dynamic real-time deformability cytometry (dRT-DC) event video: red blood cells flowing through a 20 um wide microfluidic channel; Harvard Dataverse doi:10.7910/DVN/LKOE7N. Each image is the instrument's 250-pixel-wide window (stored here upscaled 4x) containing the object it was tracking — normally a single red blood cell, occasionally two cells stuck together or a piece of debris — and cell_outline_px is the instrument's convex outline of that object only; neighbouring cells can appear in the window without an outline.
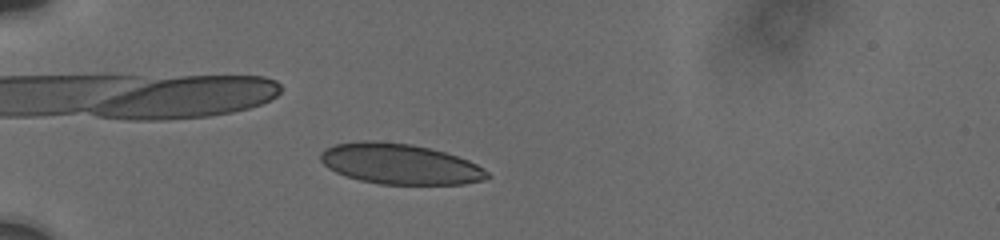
{"species": "human", "species_latin": "Homo sapiens", "temperature_condition": "cold", "stored_images_in_passage": 29, "camera_frame_rate_fps": 3000, "um_per_image_px": 0.085, "donor": {"sex": "male"}, "frame": {"image": 1, "passage_image": 12, "time_ms": 3.0, "image_size_px": [1000, 240], "cell_outline_px": [[492, 176], [480, 180], [464, 184], [380, 184], [360, 180], [336, 172], [328, 168], [320, 160], [320, 152], [324, 148], [336, 144], [364, 140], [368, 140], [412, 144], [444, 152], [468, 160], [476, 164], [488, 172]], "centroid_in_image_um": [33.96, 13.93], "position_along_channel_um": 51.0, "area_um2": 39.13}}
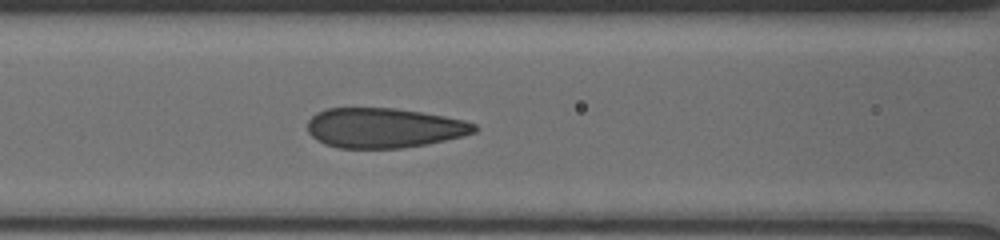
{"frame": {"image": 2, "passage_image": 23, "time_ms": 6.0, "image_size_px": [1000, 240], "cell_outline_px": [[476, 132], [428, 144], [404, 148], [340, 148], [324, 144], [316, 140], [308, 132], [308, 120], [316, 112], [328, 108], [396, 108], [444, 116], [464, 120], [476, 124]], "centroid_in_image_um": [32.61, 10.87], "position_along_channel_um": 134.0, "area_um2": 38.78}}
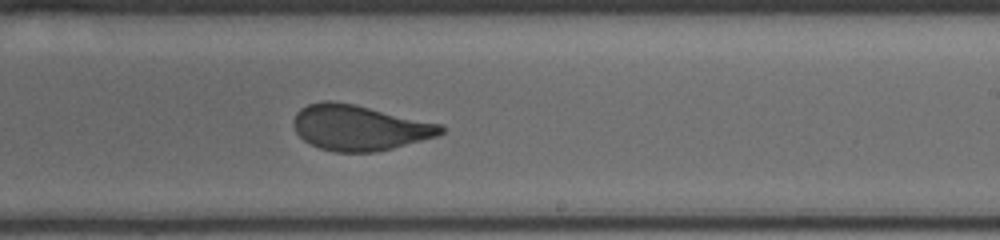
{"frame": {"image": 3, "passage_image": 29, "time_ms": 9.333, "image_size_px": [1000, 240], "cell_outline_px": [[444, 132], [436, 136], [392, 148], [376, 152], [336, 152], [320, 148], [304, 140], [296, 132], [292, 124], [292, 120], [296, 112], [300, 108], [308, 104], [324, 100], [328, 100], [356, 104], [440, 124], [444, 128]], "centroid_in_image_um": [30.49, 10.84], "position_along_channel_um": 258.5, "area_um2": 38.9}}